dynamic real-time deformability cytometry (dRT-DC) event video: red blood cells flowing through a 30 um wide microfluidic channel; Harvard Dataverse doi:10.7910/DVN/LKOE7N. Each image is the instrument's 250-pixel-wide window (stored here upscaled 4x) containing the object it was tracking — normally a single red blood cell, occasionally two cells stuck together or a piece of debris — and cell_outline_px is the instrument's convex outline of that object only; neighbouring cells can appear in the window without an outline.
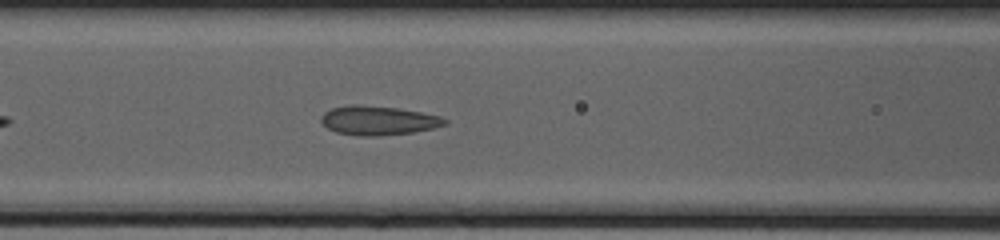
{"species": "common noctule bat (a hibernating species)", "species_latin": "Nyctalus noctula", "temperature_condition": "cold", "stored_images_in_passage": 34, "camera_frame_rate_fps": 3000, "um_per_image_px": 0.085, "animal": {"sex": "female", "body_mass_g": 20.0, "forearm_length_mm": 54.0}, "frame": {"image": 1, "passage_image": 8, "time_ms": 2.333, "image_size_px": [1000, 240], "cell_outline_px": [[448, 124], [432, 128], [412, 132], [380, 136], [360, 136], [336, 132], [328, 128], [320, 120], [320, 116], [324, 112], [332, 108], [348, 104], [356, 104], [396, 108], [420, 112], [440, 116], [448, 120]], "centroid_in_image_um": [32.13, 10.24], "position_along_channel_um": 134.5, "area_um2": 20.98}}
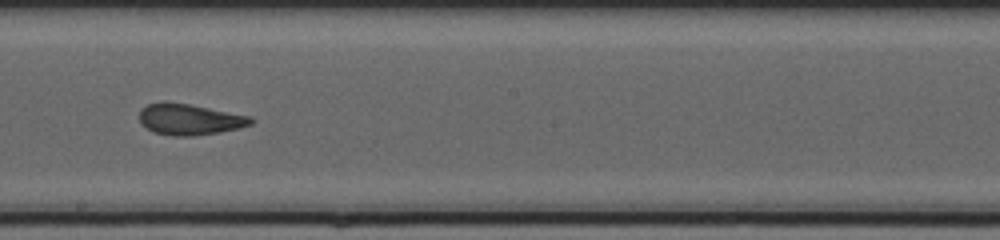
{"frame": {"image": 2, "passage_image": 15, "time_ms": 4.667, "image_size_px": [1000, 240], "cell_outline_px": [[256, 120], [252, 124], [240, 128], [220, 132], [192, 136], [172, 136], [152, 132], [140, 124], [140, 112], [148, 104], [160, 100], [164, 100], [188, 104], [252, 116]], "centroid_in_image_um": [16.12, 10.14], "position_along_channel_um": 232.1, "area_um2": 20.52}}
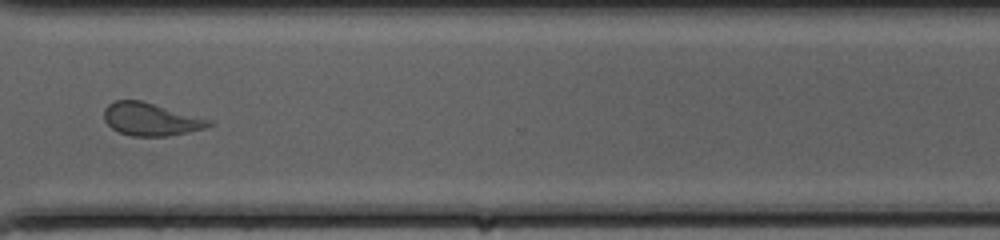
{"frame": {"image": 3, "passage_image": 24, "time_ms": 7.667, "image_size_px": [1000, 240], "cell_outline_px": [[212, 124], [204, 128], [168, 136], [132, 136], [120, 132], [112, 128], [104, 120], [104, 108], [108, 104], [116, 100], [140, 100], [212, 120]], "centroid_in_image_um": [12.78, 10.13], "position_along_channel_um": 357.8, "area_um2": 19.77}}